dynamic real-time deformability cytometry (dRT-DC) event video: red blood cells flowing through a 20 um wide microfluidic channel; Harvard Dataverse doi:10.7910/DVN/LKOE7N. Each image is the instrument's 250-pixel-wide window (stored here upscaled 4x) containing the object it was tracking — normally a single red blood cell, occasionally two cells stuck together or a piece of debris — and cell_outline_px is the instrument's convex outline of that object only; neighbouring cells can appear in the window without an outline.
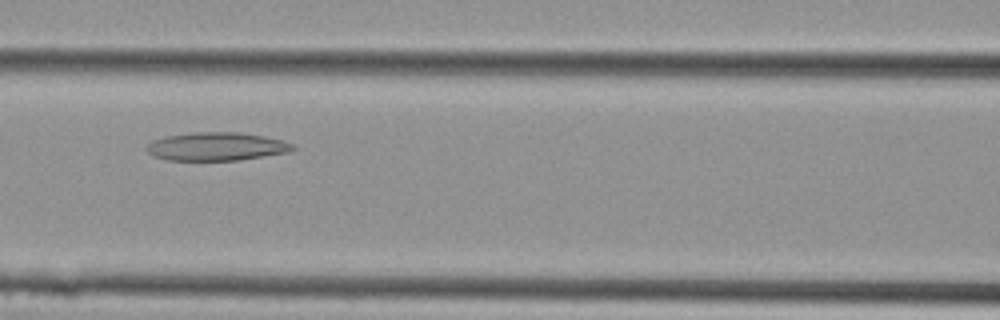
{"species": "Egyptian fruit bat (a non-hibernating species)", "species_latin": "Rousettus aegyptiacus", "temperature_condition": "cold", "stored_images_in_passage": 12, "camera_frame_rate_fps": 3000, "um_per_image_px": 0.085, "animal": {"sex": "female"}, "frame": {"image": 1, "passage_image": 9, "time_ms": 2.667, "image_size_px": [1000, 320], "cell_outline_px": [[296, 148], [288, 152], [240, 160], [168, 160], [152, 156], [144, 148], [152, 140], [168, 136], [196, 132], [236, 132], [264, 136], [280, 140], [292, 144]], "centroid_in_image_um": [18.36, 12.46], "position_along_channel_um": 148.2, "area_um2": 23.93}}
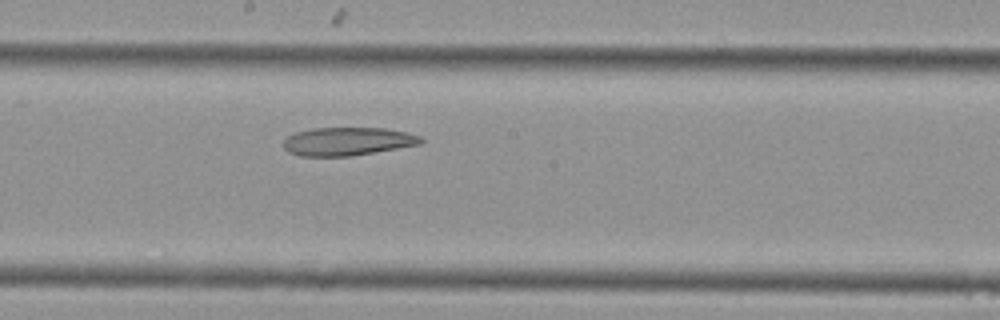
{"frame": {"image": 2, "passage_image": 12, "time_ms": 3.667, "image_size_px": [1000, 320], "cell_outline_px": [[424, 140], [420, 144], [352, 156], [300, 156], [288, 152], [284, 148], [284, 140], [288, 136], [296, 132], [312, 128], [384, 128], [408, 132], [420, 136]], "centroid_in_image_um": [29.54, 12.02], "position_along_channel_um": 218.7, "area_um2": 22.6}}